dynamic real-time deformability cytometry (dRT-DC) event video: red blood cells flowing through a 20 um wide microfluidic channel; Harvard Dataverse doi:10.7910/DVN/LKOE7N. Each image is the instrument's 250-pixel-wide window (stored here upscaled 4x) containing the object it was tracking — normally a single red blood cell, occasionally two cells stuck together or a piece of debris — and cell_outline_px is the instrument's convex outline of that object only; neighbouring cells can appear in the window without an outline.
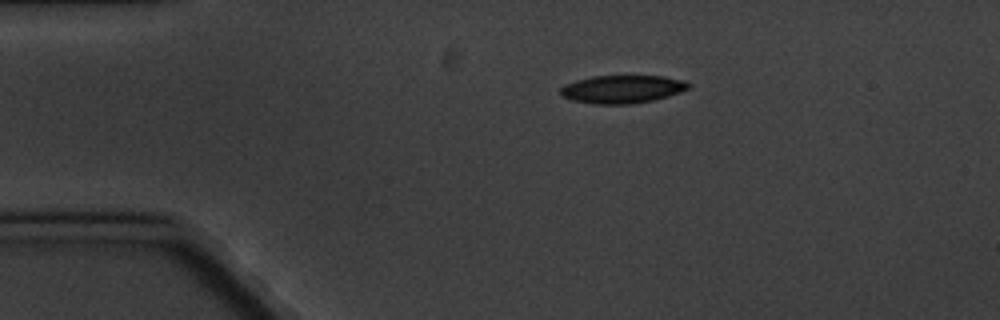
{"species": "common noctule bat (a hibernating species)", "species_latin": "Nyctalus noctula", "temperature_condition": "cold", "stored_images_in_passage": 6, "camera_frame_rate_fps": 3000, "um_per_image_px": 0.085, "animal": {"sex": "male", "body_mass_g": 20.1, "forearm_length_mm": 53.5}, "frame": {"image": 1, "passage_image": 1, "time_ms": 0.0, "image_size_px": [1000, 320], "cell_outline_px": [[688, 88], [680, 92], [668, 96], [652, 100], [632, 104], [592, 104], [572, 100], [564, 96], [560, 92], [560, 88], [564, 84], [576, 80], [592, 76], [664, 76], [684, 80], [688, 84]], "centroid_in_image_um": [52.86, 7.58], "position_along_channel_um": 32.1, "area_um2": 20.81}}
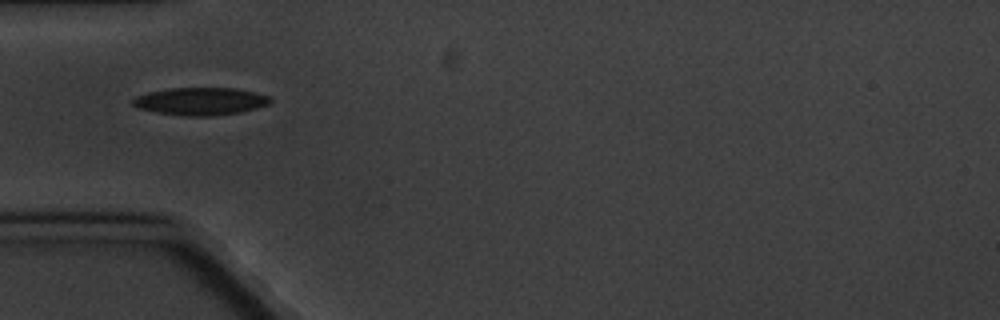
{"frame": {"image": 2, "passage_image": 3, "time_ms": 2.333, "image_size_px": [1000, 320], "cell_outline_px": [[272, 100], [268, 104], [256, 108], [240, 112], [208, 116], [184, 116], [156, 112], [136, 108], [132, 104], [132, 100], [136, 96], [148, 92], [168, 88], [236, 88], [272, 96]], "centroid_in_image_um": [17.03, 8.6], "position_along_channel_um": 68.0, "area_um2": 22.2}}